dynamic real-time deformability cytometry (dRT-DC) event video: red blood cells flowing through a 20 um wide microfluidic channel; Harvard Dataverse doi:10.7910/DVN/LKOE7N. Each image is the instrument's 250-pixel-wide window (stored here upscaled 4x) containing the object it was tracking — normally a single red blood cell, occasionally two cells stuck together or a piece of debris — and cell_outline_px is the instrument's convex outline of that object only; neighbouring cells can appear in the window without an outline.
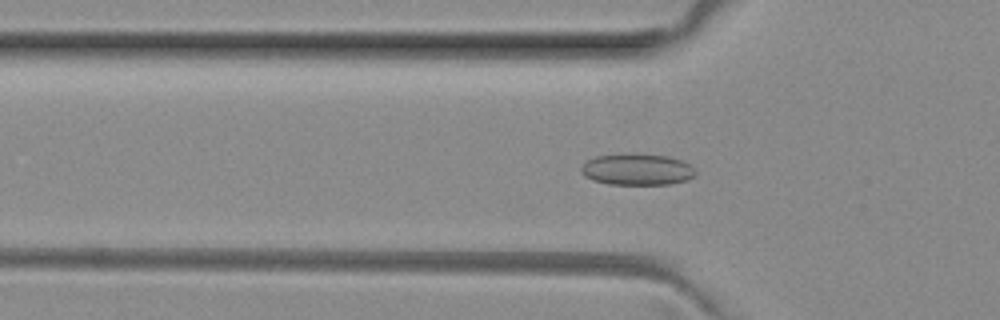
{"species": "common noctule bat (a hibernating species)", "species_latin": "Nyctalus noctula", "temperature_condition": "room temperature", "stored_images_in_passage": 31, "camera_frame_rate_fps": 3000, "um_per_image_px": 0.085, "animal": {"sex": "female", "body_mass_g": 29.2, "forearm_length_mm": 56.3}, "frame": {"image": 1, "passage_image": 2, "time_ms": 0.333, "image_size_px": [1000, 320], "cell_outline_px": [[696, 176], [688, 180], [668, 184], [608, 184], [592, 180], [584, 176], [580, 172], [580, 168], [588, 160], [596, 156], [628, 152], [668, 156], [680, 160], [688, 164], [696, 172]], "centroid_in_image_um": [54.13, 14.39], "position_along_channel_um": 71.7, "area_um2": 21.21}}
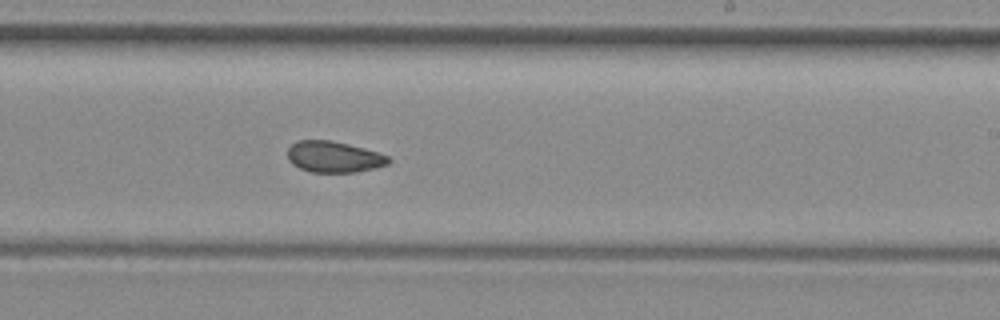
{"frame": {"image": 2, "passage_image": 16, "time_ms": 5.0, "image_size_px": [1000, 320], "cell_outline_px": [[392, 160], [388, 164], [376, 168], [356, 172], [312, 172], [300, 168], [292, 164], [288, 160], [288, 148], [296, 140], [328, 140], [348, 144], [364, 148], [388, 156]], "centroid_in_image_um": [28.37, 13.33], "position_along_channel_um": 260.6, "area_um2": 18.32}}
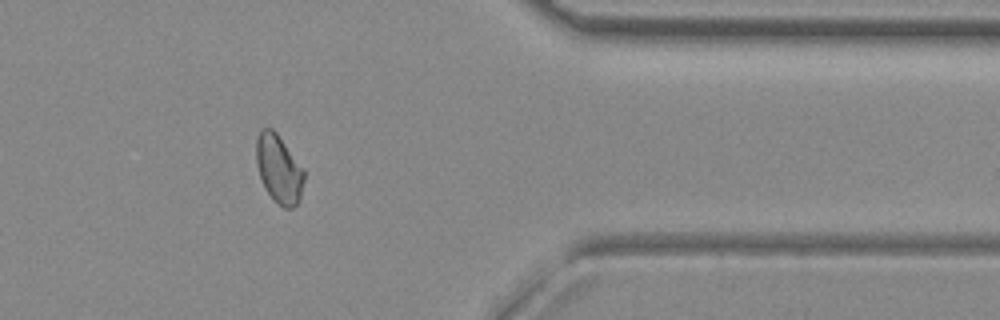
{"frame": {"image": 3, "passage_image": 27, "time_ms": 8.667, "image_size_px": [1000, 320], "cell_outline_px": [[304, 180], [300, 200], [292, 208], [284, 208], [272, 200], [264, 188], [256, 164], [256, 136], [260, 128], [272, 128], [276, 132], [304, 168]], "centroid_in_image_um": [23.69, 14.36], "position_along_channel_um": 387.7, "area_um2": 19.36}, "authors_computed_cell_mechanics": {"area_um2": 19.0162, "velocity_mm_per_s": 4.042, "shape_relaxation_time_tau1_ms": null, "shape_relaxation_time_tau2_ms": 2.8924, "deformation_change_tau1": null, "deformation_change_tau2": 0.0655}}